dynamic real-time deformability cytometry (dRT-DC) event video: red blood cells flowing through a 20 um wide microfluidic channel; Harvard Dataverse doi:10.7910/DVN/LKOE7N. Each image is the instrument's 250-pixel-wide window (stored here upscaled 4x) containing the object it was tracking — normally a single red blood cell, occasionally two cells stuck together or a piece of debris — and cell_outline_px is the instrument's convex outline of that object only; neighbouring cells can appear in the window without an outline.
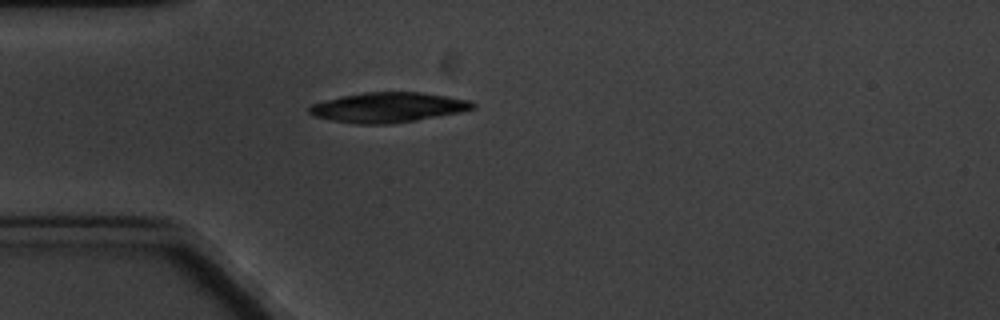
{"species": "common noctule bat (a hibernating species)", "species_latin": "Nyctalus noctula", "temperature_condition": "cold", "stored_images_in_passage": 1, "camera_frame_rate_fps": 3000, "um_per_image_px": 0.085, "animal": {"sex": "male", "body_mass_g": 20.1, "forearm_length_mm": 53.5}, "frame": {"image": 1, "passage_image": 1, "time_ms": 0.0, "image_size_px": [1000, 320], "cell_outline_px": [[476, 108], [460, 112], [416, 120], [392, 124], [360, 124], [332, 120], [316, 116], [308, 112], [308, 108], [312, 104], [340, 96], [364, 92], [420, 92], [468, 100], [476, 104]], "centroid_in_image_um": [32.99, 9.13], "position_along_channel_um": 52.0, "area_um2": 28.32}}